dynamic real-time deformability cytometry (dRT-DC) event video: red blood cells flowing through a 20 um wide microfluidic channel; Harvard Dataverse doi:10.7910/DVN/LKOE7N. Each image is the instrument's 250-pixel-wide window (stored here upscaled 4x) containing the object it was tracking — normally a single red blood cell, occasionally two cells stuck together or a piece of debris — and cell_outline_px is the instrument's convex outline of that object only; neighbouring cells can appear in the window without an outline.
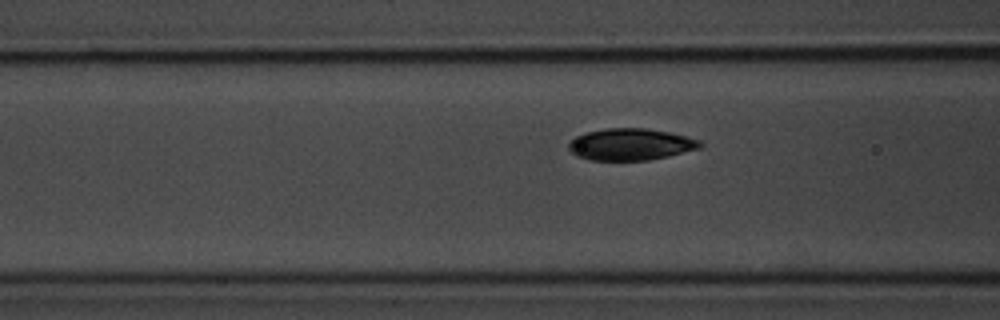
{"species": "common noctule bat (a hibernating species)", "species_latin": "Nyctalus noctula", "temperature_condition": "room temperature", "stored_images_in_passage": 4, "camera_frame_rate_fps": 3000, "um_per_image_px": 0.085, "animal": {"sex": "male", "body_mass_g": 20.1, "forearm_length_mm": 53.5}, "frame": {"image": 1, "passage_image": 3, "time_ms": 3.333, "image_size_px": [1000, 320], "cell_outline_px": [[704, 144], [700, 148], [668, 156], [648, 160], [588, 160], [576, 156], [568, 148], [568, 144], [576, 136], [588, 132], [604, 128], [644, 128], [668, 132], [700, 140]], "centroid_in_image_um": [53.59, 12.27], "position_along_channel_um": 113.0, "area_um2": 24.22}}